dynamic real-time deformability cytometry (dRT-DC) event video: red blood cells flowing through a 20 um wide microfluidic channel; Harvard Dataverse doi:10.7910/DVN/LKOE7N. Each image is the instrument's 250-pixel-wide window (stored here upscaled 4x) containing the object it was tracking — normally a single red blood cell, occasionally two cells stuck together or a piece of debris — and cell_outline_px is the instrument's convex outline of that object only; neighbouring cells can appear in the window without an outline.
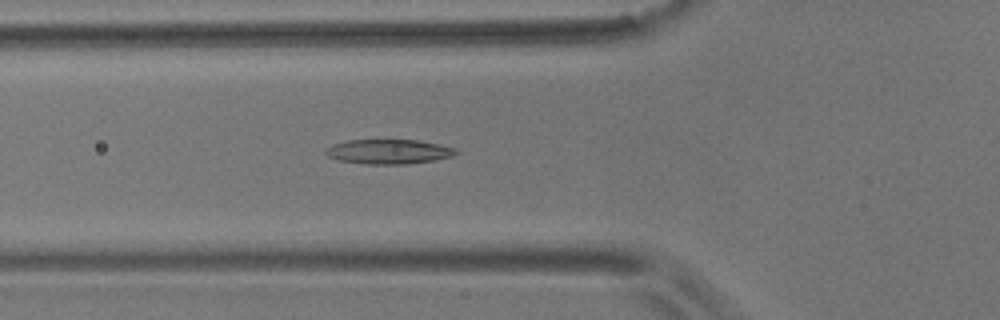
{"species": "common noctule bat (a hibernating species)", "species_latin": "Nyctalus noctula", "temperature_condition": "room temperature", "stored_images_in_passage": 55, "camera_frame_rate_fps": 3000, "um_per_image_px": 0.085, "animal": {"sex": "male", "body_mass_g": 17.9}, "frame": {"image": 1, "passage_image": 19, "time_ms": 6.0, "image_size_px": [1000, 320], "cell_outline_px": [[460, 152], [452, 156], [432, 160], [404, 164], [364, 164], [340, 160], [328, 156], [324, 152], [324, 148], [332, 144], [348, 140], [416, 140], [440, 144], [456, 148]], "centroid_in_image_um": [33.02, 12.88], "position_along_channel_um": 92.8, "area_um2": 18.67}}
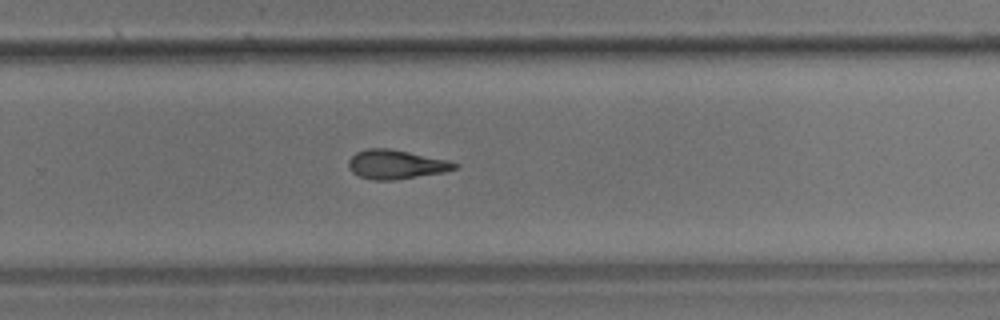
{"frame": {"image": 2, "passage_image": 36, "time_ms": 11.667, "image_size_px": [1000, 320], "cell_outline_px": [[460, 164], [456, 168], [444, 172], [396, 180], [372, 180], [360, 176], [352, 172], [348, 168], [348, 160], [356, 152], [368, 148], [388, 148], [408, 152], [444, 160]], "centroid_in_image_um": [33.61, 13.98], "position_along_channel_um": 296.2, "area_um2": 17.8}}
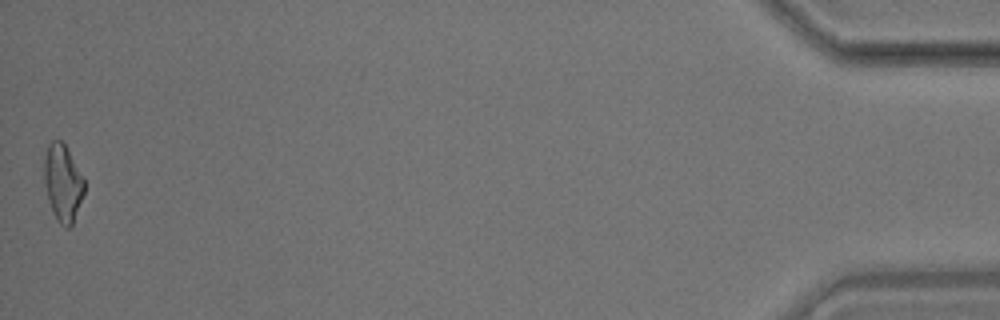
{"frame": {"image": 3, "passage_image": 55, "time_ms": 18.0, "image_size_px": [1000, 320], "cell_outline_px": [[84, 192], [72, 224], [68, 228], [64, 228], [56, 220], [52, 212], [48, 200], [44, 184], [44, 160], [48, 144], [52, 140], [60, 140], [64, 144], [84, 176]], "centroid_in_image_um": [5.33, 15.56], "position_along_channel_um": 429.9, "area_um2": 18.03}, "authors_computed_cell_mechanics": {"area_um2": 18.3226, "velocity_mm_per_s": 3.5824, "shape_relaxation_time_tau1_ms": 9.5922, "shape_relaxation_time_tau2_ms": 4.5383, "deformation_change_tau1": 0.21, "deformation_change_tau2": 0.143}}